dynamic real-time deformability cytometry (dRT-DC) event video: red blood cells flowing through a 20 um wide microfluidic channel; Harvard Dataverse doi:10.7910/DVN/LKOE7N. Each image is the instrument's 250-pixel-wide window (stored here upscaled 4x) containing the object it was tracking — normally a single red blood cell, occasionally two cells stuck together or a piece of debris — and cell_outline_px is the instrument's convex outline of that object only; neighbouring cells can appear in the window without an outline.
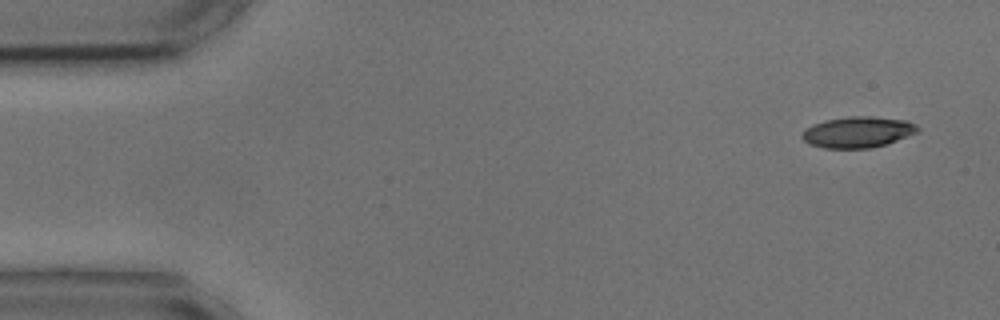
{"species": "common noctule bat (a hibernating species)", "species_latin": "Nyctalus noctula", "temperature_condition": "cold", "stored_images_in_passage": 4, "camera_frame_rate_fps": 3000, "um_per_image_px": 0.085, "animal": {"sex": "male", "body_mass_g": 17.9, "forearm_length_mm": 54.2}, "frame": {"image": 1, "passage_image": 1, "time_ms": 0.0, "image_size_px": [1000, 320], "cell_outline_px": [[920, 132], [872, 148], [824, 148], [808, 144], [800, 136], [804, 128], [812, 124], [824, 120], [848, 116], [872, 116], [908, 120], [916, 124], [920, 128]], "centroid_in_image_um": [72.9, 11.21], "position_along_channel_um": 12.1, "area_um2": 21.21}}
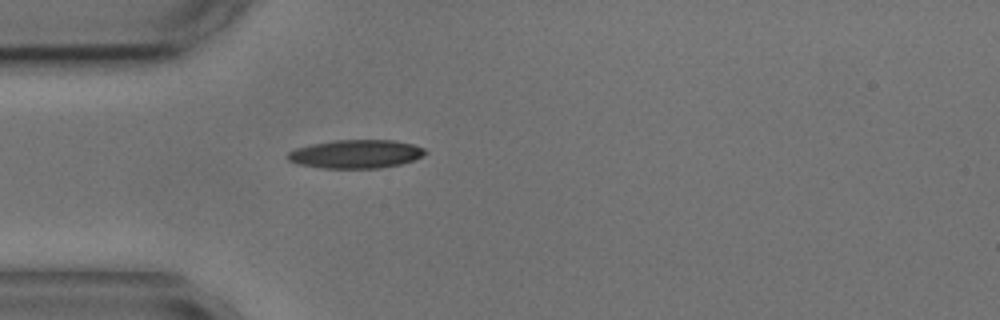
{"frame": {"image": 2, "passage_image": 4, "time_ms": 4.0, "image_size_px": [1000, 320], "cell_outline_px": [[428, 152], [424, 156], [400, 164], [380, 168], [324, 168], [296, 164], [288, 160], [284, 156], [288, 152], [296, 148], [312, 144], [336, 140], [392, 140], [412, 144], [424, 148]], "centroid_in_image_um": [30.23, 13.09], "position_along_channel_um": 54.8, "area_um2": 22.89}}